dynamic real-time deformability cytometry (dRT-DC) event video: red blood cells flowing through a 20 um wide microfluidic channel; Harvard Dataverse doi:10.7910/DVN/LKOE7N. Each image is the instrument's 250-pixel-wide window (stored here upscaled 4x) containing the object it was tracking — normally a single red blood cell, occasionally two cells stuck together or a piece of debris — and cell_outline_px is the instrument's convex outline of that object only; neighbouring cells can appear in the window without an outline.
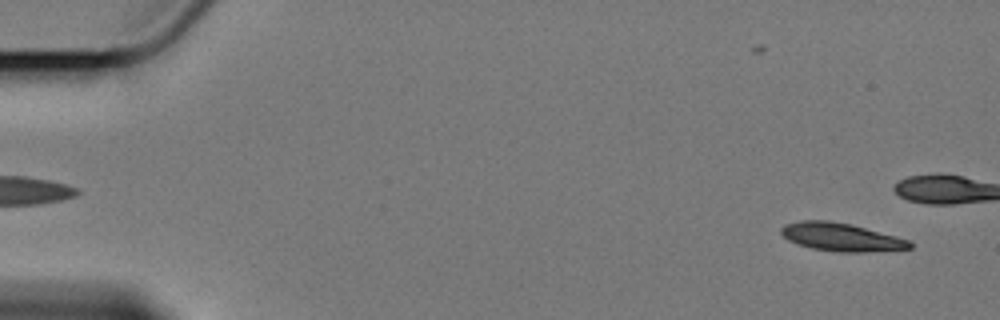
{"species": "Egyptian fruit bat (a non-hibernating species)", "species_latin": "Rousettus aegyptiacus", "temperature_condition": "cold", "stored_images_in_passage": 48, "camera_frame_rate_fps": 3000, "um_per_image_px": 0.085, "animal": {"sex": "female"}, "frame": {"image": 1, "passage_image": 3, "time_ms": 0.667, "image_size_px": [1000, 320], "cell_outline_px": [[912, 248], [860, 252], [840, 252], [812, 248], [788, 240], [780, 232], [780, 228], [784, 224], [800, 220], [828, 220], [848, 224], [864, 228], [908, 240], [912, 244]], "centroid_in_image_um": [71.43, 20.14], "position_along_channel_um": 13.6, "area_um2": 20.58}}
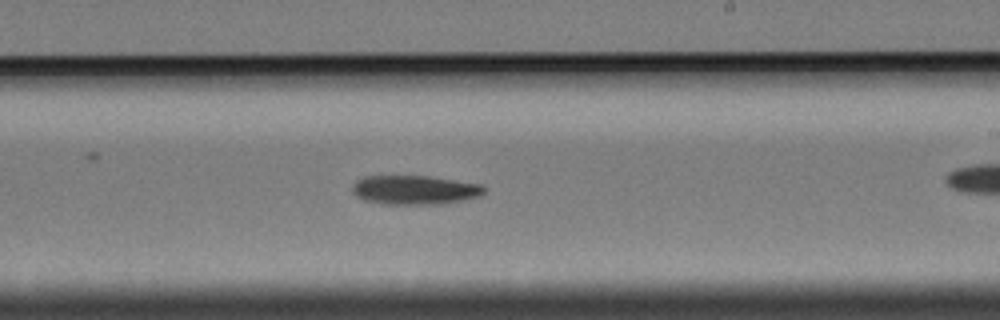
{"frame": {"image": 2, "passage_image": 35, "time_ms": 11.333, "image_size_px": [1000, 320], "cell_outline_px": [[484, 192], [480, 196], [440, 204], [388, 204], [364, 200], [356, 196], [352, 192], [352, 184], [356, 180], [364, 176], [428, 176], [484, 184]], "centroid_in_image_um": [35.23, 16.13], "position_along_channel_um": 253.8, "area_um2": 22.37}}
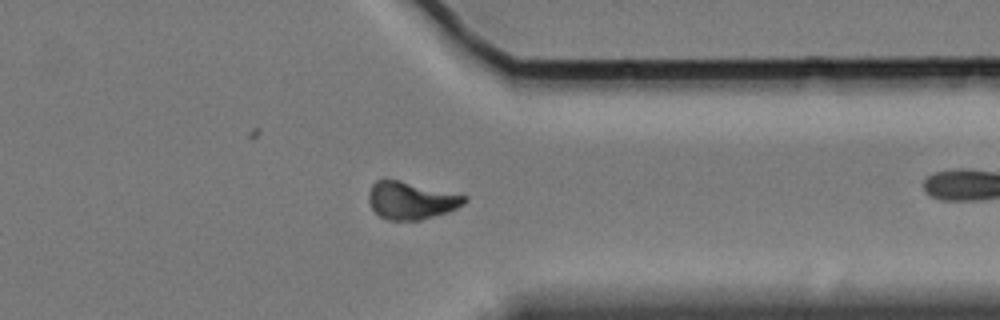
{"frame": {"image": 3, "passage_image": 46, "time_ms": 15.0, "image_size_px": [1000, 320], "cell_outline_px": [[468, 200], [464, 204], [448, 212], [420, 220], [388, 220], [380, 216], [372, 208], [368, 200], [368, 192], [372, 184], [376, 180], [400, 180], [468, 196]], "centroid_in_image_um": [34.95, 17.04], "position_along_channel_um": 376.5, "area_um2": 20.92}}